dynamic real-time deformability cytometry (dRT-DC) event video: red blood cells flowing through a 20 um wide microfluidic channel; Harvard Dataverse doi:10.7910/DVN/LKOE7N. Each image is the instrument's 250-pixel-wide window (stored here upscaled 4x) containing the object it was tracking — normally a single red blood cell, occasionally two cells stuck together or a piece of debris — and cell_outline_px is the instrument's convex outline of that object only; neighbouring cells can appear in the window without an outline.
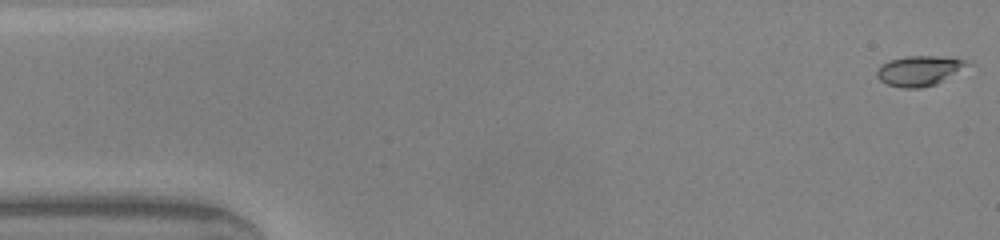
{"species": "common noctule bat (a hibernating species)", "species_latin": "Nyctalus noctula", "temperature_condition": "warm", "stored_images_in_passage": 43, "camera_frame_rate_fps": 3000, "um_per_image_px": 0.085, "animal": {"sex": "male", "body_mass_g": 20.0, "forearm_length_mm": 53.3}, "frame": {"image": 1, "passage_image": 1, "time_ms": 0.0, "image_size_px": [1000, 240], "cell_outline_px": [[972, 64], [936, 84], [920, 88], [904, 88], [888, 84], [880, 80], [876, 76], [876, 72], [880, 64], [888, 60], [908, 56], [936, 56], [972, 60]], "centroid_in_image_um": [78.16, 6.0], "position_along_channel_um": 6.8, "area_um2": 15.95}}
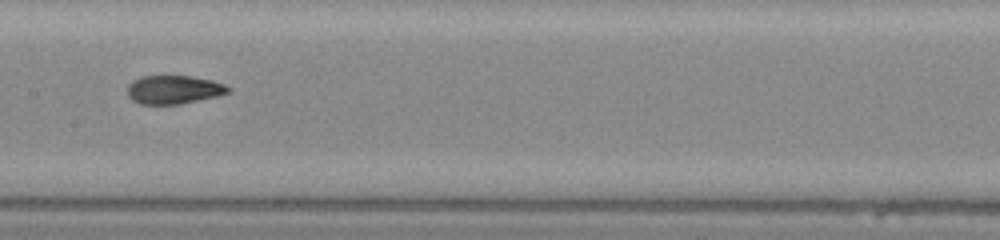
{"frame": {"image": 2, "passage_image": 23, "time_ms": 7.333, "image_size_px": [1000, 240], "cell_outline_px": [[232, 88], [228, 92], [216, 96], [180, 104], [140, 104], [132, 100], [128, 96], [128, 84], [132, 80], [140, 76], [192, 76], [212, 80], [224, 84]], "centroid_in_image_um": [14.75, 7.61], "position_along_channel_um": 192.7, "area_um2": 16.76}}
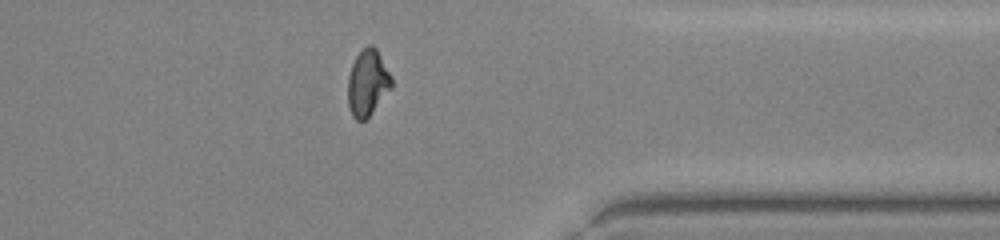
{"frame": {"image": 3, "passage_image": 37, "time_ms": 12.0, "image_size_px": [1000, 240], "cell_outline_px": [[392, 88], [368, 116], [364, 120], [356, 120], [352, 116], [348, 104], [348, 76], [352, 64], [356, 56], [368, 44], [372, 44], [376, 48], [392, 76]], "centroid_in_image_um": [31.25, 7.02], "position_along_channel_um": 380.2, "area_um2": 16.76}, "authors_computed_cell_mechanics": {"area_um2": 16.9932, "velocity_mm_per_s": 4.3088, "shape_relaxation_time_tau1_ms": 5.3816, "shape_relaxation_time_tau2_ms": 1.0683, "deformation_change_tau1": 0.2237, "deformation_change_tau2": 0.0618}}